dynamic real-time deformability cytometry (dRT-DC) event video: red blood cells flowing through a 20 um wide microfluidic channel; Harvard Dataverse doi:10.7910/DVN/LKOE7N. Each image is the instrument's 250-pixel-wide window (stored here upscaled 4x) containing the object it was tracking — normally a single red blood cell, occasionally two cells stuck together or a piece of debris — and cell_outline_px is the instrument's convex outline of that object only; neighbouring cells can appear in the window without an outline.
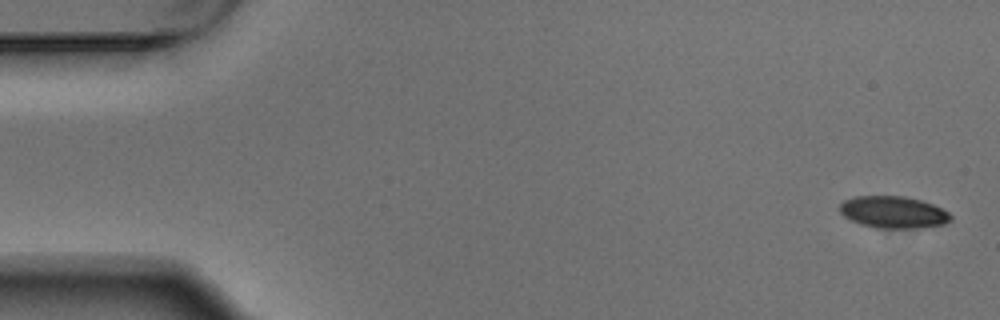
{"species": "Egyptian fruit bat (a non-hibernating species)", "species_latin": "Rousettus aegyptiacus", "temperature_condition": "warm", "stored_images_in_passage": 6, "camera_frame_rate_fps": 3000, "um_per_image_px": 0.085, "animal": {"sex": "male"}, "frame": {"image": 1, "passage_image": 1, "time_ms": 0.0, "image_size_px": [1000, 320], "cell_outline_px": [[952, 220], [944, 224], [924, 228], [876, 228], [860, 224], [844, 216], [840, 212], [840, 204], [844, 200], [852, 196], [904, 196], [920, 200], [932, 204], [948, 212], [952, 216]], "centroid_in_image_um": [75.94, 18.04], "position_along_channel_um": 9.1, "area_um2": 20.75}}
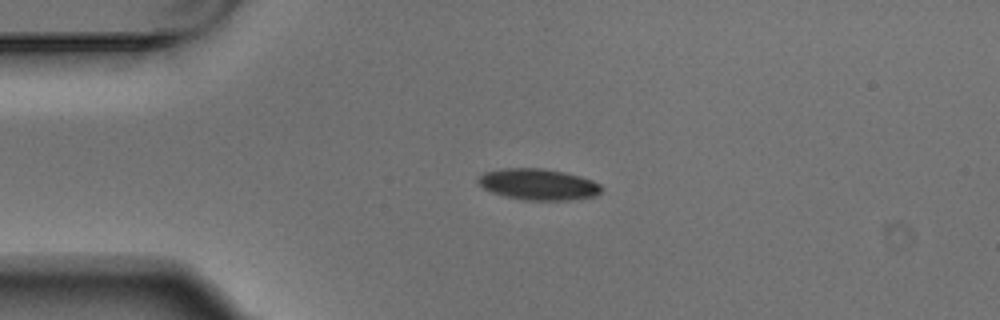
{"frame": {"image": 2, "passage_image": 4, "time_ms": 1.0, "image_size_px": [1000, 320], "cell_outline_px": [[604, 188], [596, 196], [568, 200], [524, 200], [504, 196], [492, 192], [484, 188], [476, 180], [484, 172], [500, 168], [544, 168], [564, 172], [580, 176], [592, 180], [600, 184]], "centroid_in_image_um": [45.76, 15.66], "position_along_channel_um": 39.2, "area_um2": 22.54}}
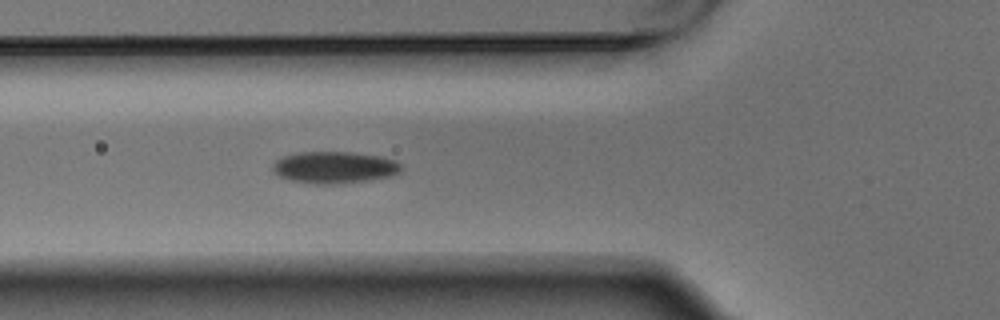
{"frame": {"image": 3, "passage_image": 6, "time_ms": 1.667, "image_size_px": [1000, 320], "cell_outline_px": [[404, 168], [400, 172], [392, 176], [344, 184], [316, 184], [292, 180], [280, 176], [272, 172], [272, 164], [276, 160], [284, 156], [300, 152], [352, 152], [380, 156], [396, 160]], "centroid_in_image_um": [28.46, 14.23], "position_along_channel_um": 97.3, "area_um2": 24.04}}